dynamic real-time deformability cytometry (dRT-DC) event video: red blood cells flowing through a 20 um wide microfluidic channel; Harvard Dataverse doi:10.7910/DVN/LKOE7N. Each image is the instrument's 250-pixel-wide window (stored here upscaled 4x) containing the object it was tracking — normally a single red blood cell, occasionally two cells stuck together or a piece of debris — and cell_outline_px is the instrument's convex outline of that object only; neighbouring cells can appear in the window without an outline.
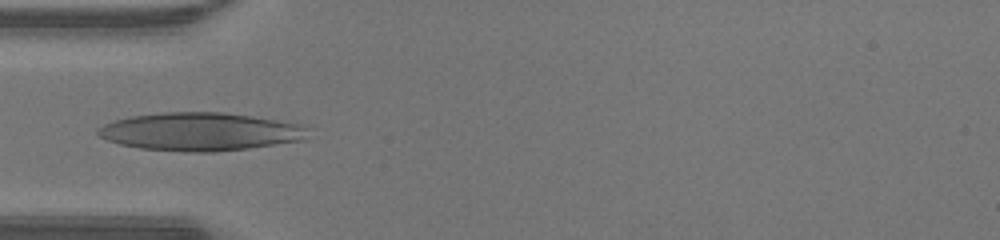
{"species": "human", "species_latin": "Homo sapiens", "temperature_condition": "warm", "stored_images_in_passage": 29, "camera_frame_rate_fps": 3000, "um_per_image_px": 0.085, "donor": {"sex": "male"}, "frame": {"image": 1, "passage_image": 1, "time_ms": 0.0, "image_size_px": [1000, 240], "cell_outline_px": [[304, 140], [248, 148], [216, 152], [184, 152], [140, 148], [120, 144], [108, 140], [100, 136], [96, 132], [96, 128], [104, 124], [116, 120], [132, 116], [164, 112], [224, 112], [252, 116], [300, 124], [304, 128]], "centroid_in_image_um": [16.96, 11.19], "position_along_channel_um": 68.0, "area_um2": 46.3}}
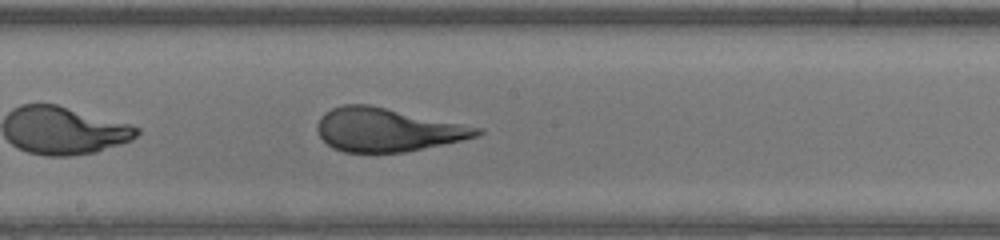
{"frame": {"image": 2, "passage_image": 11, "time_ms": 3.333, "image_size_px": [1000, 240], "cell_outline_px": [[484, 132], [476, 136], [460, 140], [404, 152], [344, 152], [332, 148], [320, 136], [316, 128], [316, 124], [320, 116], [324, 112], [332, 108], [344, 104], [368, 104], [484, 128]], "centroid_in_image_um": [32.88, 11.02], "position_along_channel_um": 215.3, "area_um2": 40.23}}
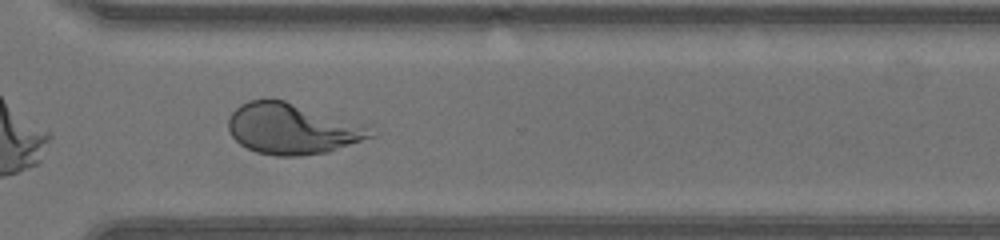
{"frame": {"image": 3, "passage_image": 20, "time_ms": 6.333, "image_size_px": [1000, 240], "cell_outline_px": [[376, 136], [328, 152], [300, 156], [276, 156], [256, 152], [240, 144], [232, 136], [228, 128], [228, 120], [232, 112], [240, 104], [248, 100], [268, 96], [272, 96], [372, 124], [376, 132]], "centroid_in_image_um": [24.93, 10.89], "position_along_channel_um": 345.7, "area_um2": 43.81}}